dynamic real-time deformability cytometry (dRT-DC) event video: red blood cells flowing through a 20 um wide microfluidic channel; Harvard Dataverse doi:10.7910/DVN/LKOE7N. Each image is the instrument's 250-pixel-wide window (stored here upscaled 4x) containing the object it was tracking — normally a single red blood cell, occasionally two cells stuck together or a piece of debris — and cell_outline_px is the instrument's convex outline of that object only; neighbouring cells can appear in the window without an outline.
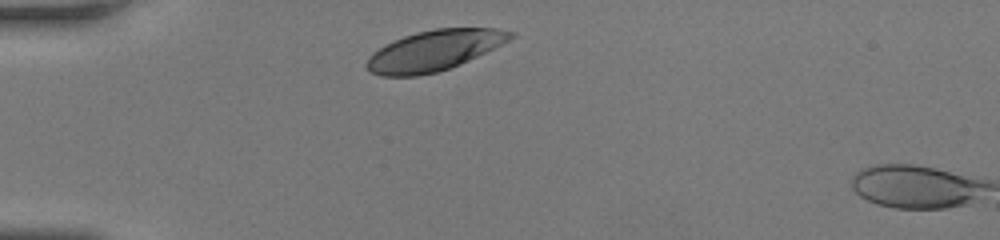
{"species": "human", "species_latin": "Homo sapiens", "temperature_condition": "room temperature", "stored_images_in_passage": 4, "camera_frame_rate_fps": 3000, "um_per_image_px": 0.085, "donor": {"sex": "female"}, "frame": {"image": 1, "passage_image": 2, "time_ms": 0.333, "image_size_px": [1000, 240], "cell_outline_px": [[516, 36], [460, 64], [436, 72], [416, 76], [380, 76], [368, 72], [364, 68], [364, 64], [368, 56], [380, 48], [404, 36], [416, 32], [436, 28], [492, 28], [516, 32]], "centroid_in_image_um": [36.84, 4.3], "position_along_channel_um": 48.2, "area_um2": 33.58}}